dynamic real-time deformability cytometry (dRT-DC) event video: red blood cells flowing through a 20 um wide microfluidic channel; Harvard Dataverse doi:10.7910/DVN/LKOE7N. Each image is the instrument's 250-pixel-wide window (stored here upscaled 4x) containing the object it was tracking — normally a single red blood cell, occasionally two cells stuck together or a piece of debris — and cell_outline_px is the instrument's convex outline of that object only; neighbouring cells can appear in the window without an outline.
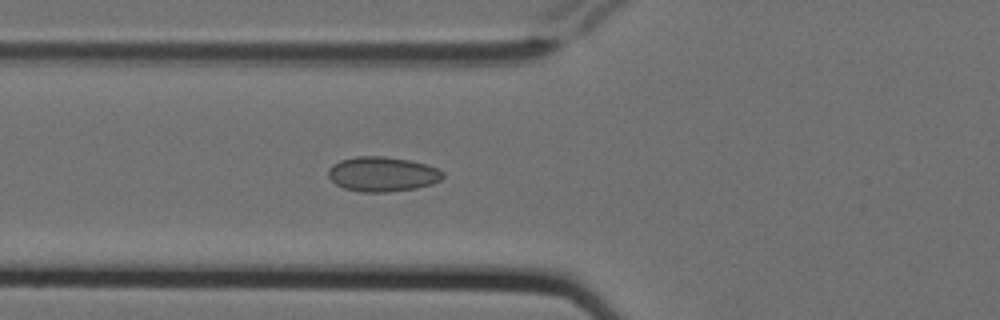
{"species": "Egyptian fruit bat (a non-hibernating species)", "species_latin": "Rousettus aegyptiacus", "temperature_condition": "cold", "stored_images_in_passage": 2, "camera_frame_rate_fps": 3000, "um_per_image_px": 0.085, "animal": {"sex": "female"}, "frame": {"image": 1, "passage_image": 2, "time_ms": 0.333, "image_size_px": [1000, 320], "cell_outline_px": [[444, 176], [440, 180], [432, 184], [416, 188], [388, 192], [360, 192], [344, 188], [336, 184], [328, 176], [328, 168], [332, 164], [340, 160], [356, 156], [384, 156], [408, 160], [424, 164], [436, 168], [444, 172]], "centroid_in_image_um": [32.48, 14.8], "position_along_channel_um": 93.3, "area_um2": 23.24}}